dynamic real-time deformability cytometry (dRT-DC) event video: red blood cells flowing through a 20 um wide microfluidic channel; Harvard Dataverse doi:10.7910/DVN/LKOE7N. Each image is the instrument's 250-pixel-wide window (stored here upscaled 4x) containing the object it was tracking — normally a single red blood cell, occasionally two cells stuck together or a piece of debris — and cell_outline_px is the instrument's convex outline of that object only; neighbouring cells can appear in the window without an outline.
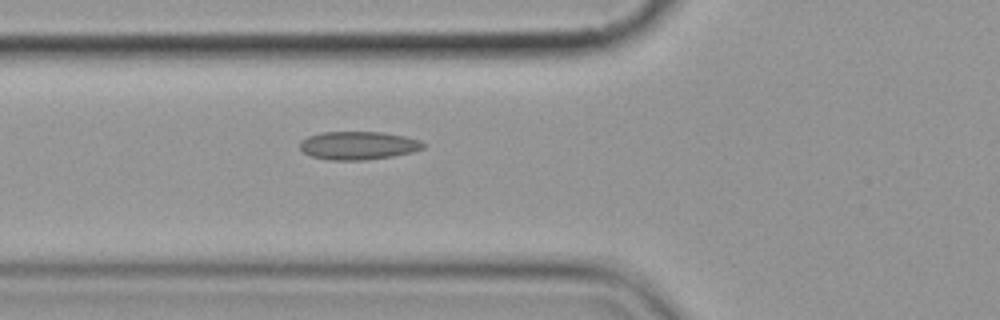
{"species": "common noctule bat (a hibernating species)", "species_latin": "Nyctalus noctula", "temperature_condition": "cold", "stored_images_in_passage": 4, "camera_frame_rate_fps": 3000, "um_per_image_px": 0.085, "animal": {"sex": "female", "body_mass_g": 19.9}, "frame": {"image": 1, "passage_image": 4, "time_ms": 3.333, "image_size_px": [1000, 320], "cell_outline_px": [[428, 144], [424, 148], [412, 152], [392, 156], [364, 160], [328, 160], [312, 156], [304, 152], [300, 148], [300, 140], [308, 136], [320, 132], [384, 132], [404, 136], [420, 140]], "centroid_in_image_um": [30.47, 12.36], "position_along_channel_um": 95.3, "area_um2": 20.4}}